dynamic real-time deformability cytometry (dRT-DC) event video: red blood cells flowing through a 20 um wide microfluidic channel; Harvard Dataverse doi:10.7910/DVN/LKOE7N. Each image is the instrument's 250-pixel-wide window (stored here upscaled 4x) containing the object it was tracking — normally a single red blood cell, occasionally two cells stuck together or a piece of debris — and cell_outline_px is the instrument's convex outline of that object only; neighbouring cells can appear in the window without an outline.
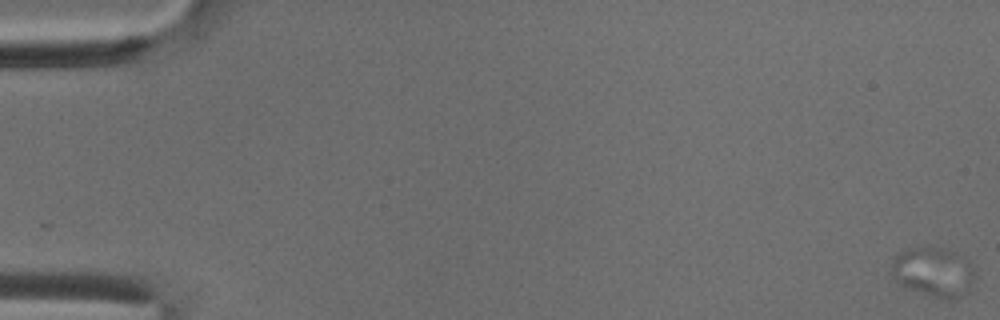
{"species": "common noctule bat (a hibernating species)", "species_latin": "Nyctalus noctula", "temperature_condition": "cold", "stored_images_in_passage": 2, "camera_frame_rate_fps": 3000, "um_per_image_px": 0.085, "animal": {"sex": "male", "body_mass_g": 18.8}, "frame": {"image": 1, "passage_image": 1, "time_ms": 0.0, "image_size_px": [1000, 320], "cell_outline_px": [[972, 276], [968, 292], [956, 300], [948, 300], [908, 288], [900, 284], [896, 280], [892, 264], [892, 256], [908, 248], [940, 248], [952, 252], [964, 260], [972, 268]], "centroid_in_image_um": [79.3, 23.14], "position_along_channel_um": 5.7, "area_um2": 23.12}}